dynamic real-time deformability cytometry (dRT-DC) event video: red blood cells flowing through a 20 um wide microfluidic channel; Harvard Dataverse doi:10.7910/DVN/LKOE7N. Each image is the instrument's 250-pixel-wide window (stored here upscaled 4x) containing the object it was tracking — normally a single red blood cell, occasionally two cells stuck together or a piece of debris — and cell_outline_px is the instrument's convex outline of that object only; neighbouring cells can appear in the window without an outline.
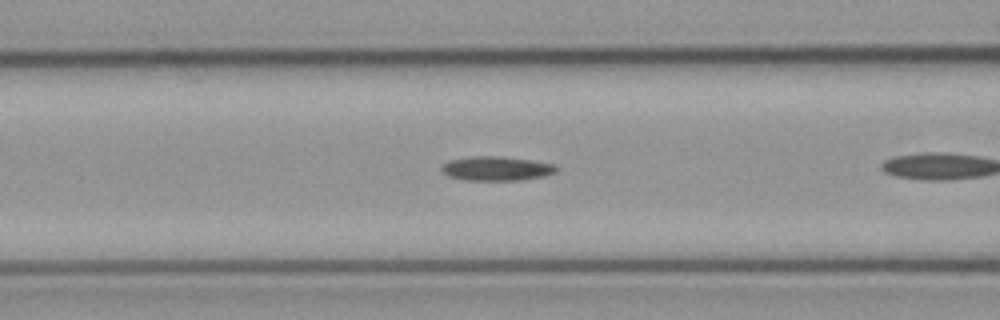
{"species": "common noctule bat (a hibernating species)", "species_latin": "Nyctalus noctula", "temperature_condition": "cold", "stored_images_in_passage": 9, "camera_frame_rate_fps": 3000, "um_per_image_px": 0.085, "animal": {"sex": "male", "body_mass_g": 23.1, "forearm_length_mm": 52.7}, "frame": {"image": 1, "passage_image": 7, "time_ms": 2.0, "image_size_px": [1000, 320], "cell_outline_px": [[556, 172], [544, 176], [520, 180], [468, 180], [448, 176], [440, 168], [448, 160], [472, 156], [496, 156], [532, 160], [556, 164]], "centroid_in_image_um": [42.21, 14.32], "position_along_channel_um": 124.4, "area_um2": 16.13}}